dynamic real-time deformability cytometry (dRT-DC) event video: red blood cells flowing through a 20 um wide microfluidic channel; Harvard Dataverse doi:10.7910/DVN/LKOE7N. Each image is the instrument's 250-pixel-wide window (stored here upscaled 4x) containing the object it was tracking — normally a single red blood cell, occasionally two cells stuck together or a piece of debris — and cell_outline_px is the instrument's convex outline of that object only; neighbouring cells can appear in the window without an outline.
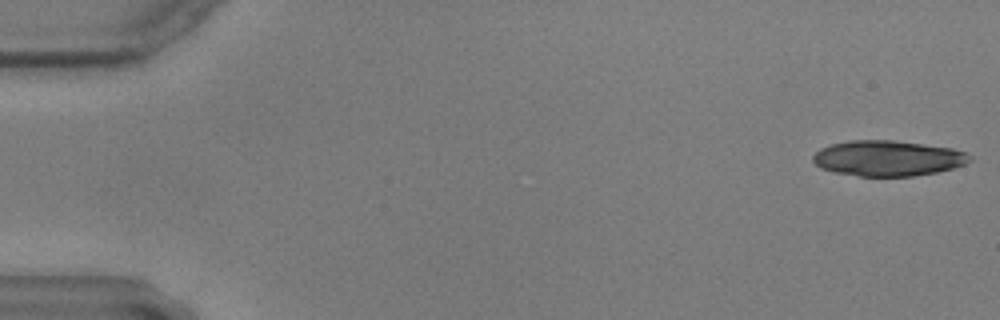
{"species": "common noctule bat (a hibernating species)", "species_latin": "Nyctalus noctula", "temperature_condition": "warm", "stored_images_in_passage": 17, "camera_frame_rate_fps": 3000, "um_per_image_px": 0.085, "animal": {"sex": "male", "body_mass_g": 17.9, "forearm_length_mm": 54.2}, "frame": {"image": 1, "passage_image": 1, "time_ms": 0.0, "image_size_px": [1000, 320], "cell_outline_px": [[972, 160], [964, 164], [952, 168], [936, 172], [912, 176], [860, 176], [832, 172], [820, 168], [812, 160], [812, 156], [820, 148], [832, 144], [848, 140], [892, 140], [952, 148], [964, 152], [972, 156]], "centroid_in_image_um": [75.43, 13.45], "position_along_channel_um": 9.6, "area_um2": 32.43}}